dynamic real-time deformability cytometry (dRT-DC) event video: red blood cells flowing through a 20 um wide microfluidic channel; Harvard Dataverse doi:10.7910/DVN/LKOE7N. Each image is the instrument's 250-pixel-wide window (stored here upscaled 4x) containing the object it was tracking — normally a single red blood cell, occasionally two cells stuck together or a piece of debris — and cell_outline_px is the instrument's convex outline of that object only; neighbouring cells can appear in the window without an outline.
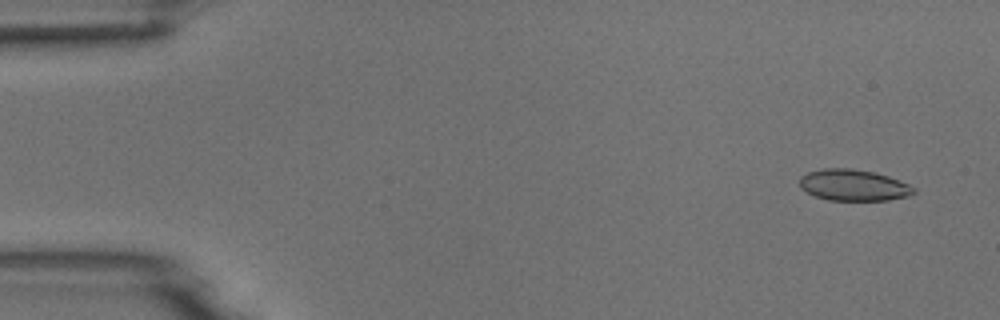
{"species": "common noctule bat (a hibernating species)", "species_latin": "Nyctalus noctula", "temperature_condition": "room temperature", "stored_images_in_passage": 7, "camera_frame_rate_fps": 3000, "um_per_image_px": 0.085, "animal": {"sex": "male", "body_mass_g": 18.8}, "frame": {"image": 1, "passage_image": 1, "time_ms": 0.0, "image_size_px": [1000, 320], "cell_outline_px": [[916, 192], [908, 196], [888, 200], [828, 200], [816, 196], [800, 188], [800, 176], [808, 172], [824, 168], [852, 168], [872, 172], [888, 176], [908, 184], [916, 188]], "centroid_in_image_um": [72.55, 15.74], "position_along_channel_um": 12.5, "area_um2": 20.75}}
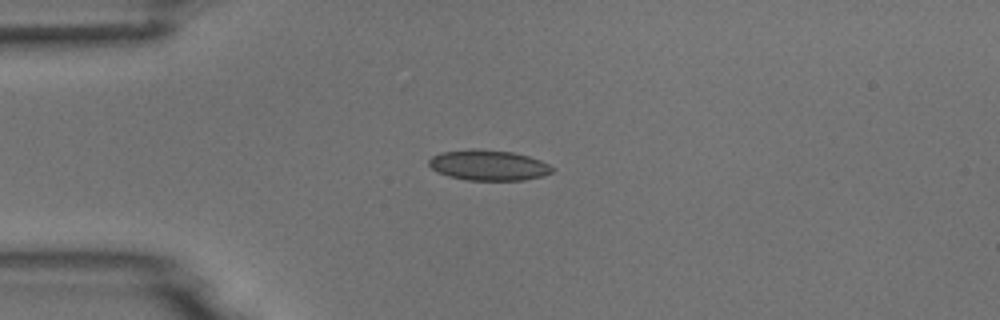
{"frame": {"image": 2, "passage_image": 4, "time_ms": 3.333, "image_size_px": [1000, 320], "cell_outline_px": [[556, 168], [552, 172], [544, 176], [524, 180], [468, 180], [448, 176], [432, 168], [428, 164], [428, 160], [432, 156], [440, 152], [472, 148], [476, 148], [512, 152], [528, 156], [540, 160]], "centroid_in_image_um": [41.53, 14.03], "position_along_channel_um": 43.5, "area_um2": 22.02}}